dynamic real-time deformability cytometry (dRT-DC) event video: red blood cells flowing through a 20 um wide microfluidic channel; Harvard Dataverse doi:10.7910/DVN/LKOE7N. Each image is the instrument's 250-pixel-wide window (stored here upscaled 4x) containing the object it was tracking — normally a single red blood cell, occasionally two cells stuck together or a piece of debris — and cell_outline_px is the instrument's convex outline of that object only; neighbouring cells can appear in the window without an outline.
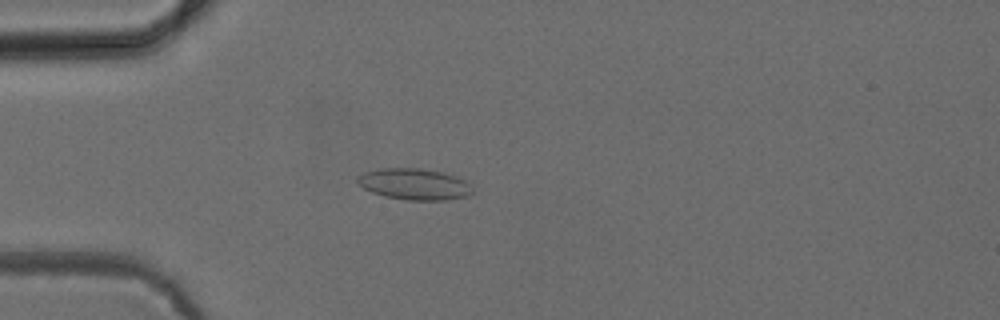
{"species": "common noctule bat (a hibernating species)", "species_latin": "Nyctalus noctula", "temperature_condition": "cold", "stored_images_in_passage": 6, "camera_frame_rate_fps": 3000, "um_per_image_px": 0.085, "animal": {"sex": "female", "body_mass_g": 24.6, "forearm_length_mm": 56.2}, "frame": {"image": 1, "passage_image": 4, "time_ms": 3.667, "image_size_px": [1000, 320], "cell_outline_px": [[472, 192], [468, 196], [444, 200], [408, 200], [384, 196], [372, 192], [364, 188], [356, 180], [364, 172], [380, 168], [420, 168], [444, 172], [464, 180], [468, 184]], "centroid_in_image_um": [35.21, 15.65], "position_along_channel_um": 49.8, "area_um2": 20.75}}
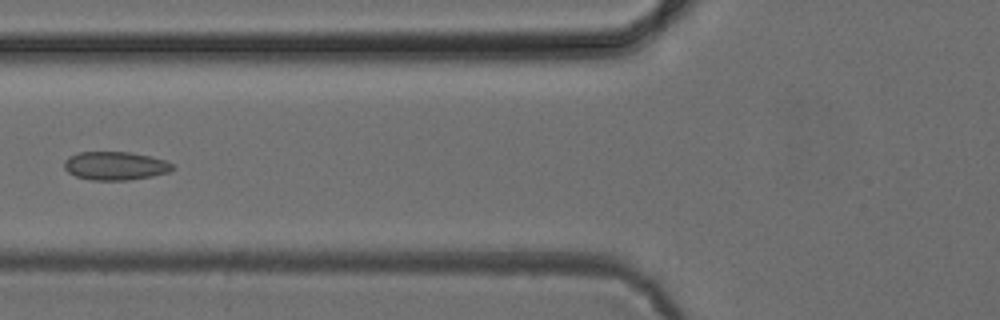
{"frame": {"image": 2, "passage_image": 6, "time_ms": 5.667, "image_size_px": [1000, 320], "cell_outline_px": [[176, 168], [168, 172], [152, 176], [128, 180], [92, 180], [76, 176], [68, 172], [64, 168], [64, 160], [68, 156], [76, 152], [128, 152], [152, 156], [164, 160], [172, 164]], "centroid_in_image_um": [9.78, 14.09], "position_along_channel_um": 116.0, "area_um2": 18.03}}